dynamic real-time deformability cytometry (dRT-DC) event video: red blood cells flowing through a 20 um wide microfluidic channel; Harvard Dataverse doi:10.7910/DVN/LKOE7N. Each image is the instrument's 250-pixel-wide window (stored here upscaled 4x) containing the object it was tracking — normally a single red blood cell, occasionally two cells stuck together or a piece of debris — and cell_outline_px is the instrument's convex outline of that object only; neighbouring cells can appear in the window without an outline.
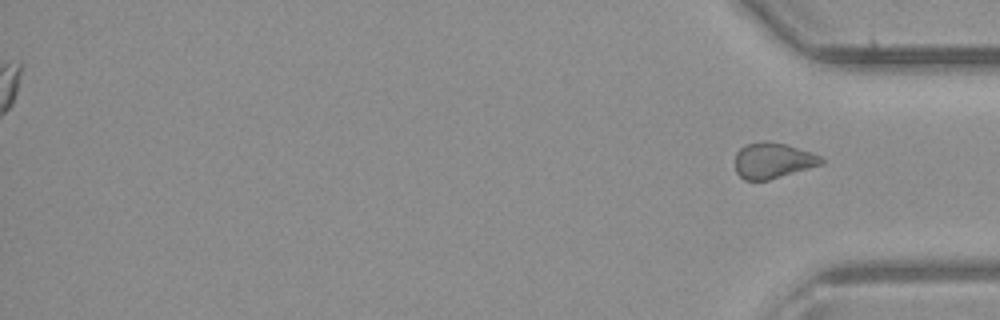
{"species": "common noctule bat (a hibernating species)", "species_latin": "Nyctalus noctula", "temperature_condition": "room temperature", "stored_images_in_passage": 26, "segment_of_instrument_passage": [2, 2], "camera_frame_rate_fps": 3000, "um_per_image_px": 0.085, "animal": {"sex": "male", "body_mass_g": 23.1, "forearm_length_mm": 52.7}, "frame": {"image": 1, "passage_image": 26, "time_ms": 8.333, "image_size_px": [1000, 320], "cell_outline_px": [[824, 164], [768, 180], [744, 180], [736, 172], [736, 152], [740, 148], [748, 144], [764, 140], [768, 140], [784, 144], [812, 152], [820, 156], [824, 160]], "centroid_in_image_um": [65.71, 13.64], "position_along_channel_um": 369.5, "area_um2": 17.92}}